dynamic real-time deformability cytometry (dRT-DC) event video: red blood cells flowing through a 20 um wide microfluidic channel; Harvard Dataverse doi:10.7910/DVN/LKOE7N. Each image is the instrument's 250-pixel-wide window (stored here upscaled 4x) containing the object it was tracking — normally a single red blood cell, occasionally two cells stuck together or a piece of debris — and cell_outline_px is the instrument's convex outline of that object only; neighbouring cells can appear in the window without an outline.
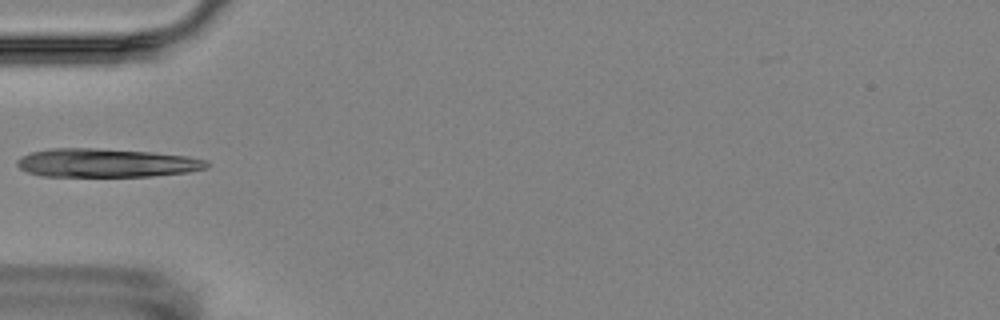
{"species": "Egyptian fruit bat (a non-hibernating species)", "species_latin": "Rousettus aegyptiacus", "temperature_condition": "room temperature", "stored_images_in_passage": 4, "camera_frame_rate_fps": 3000, "um_per_image_px": 0.085, "animal": {"sex": "female"}, "frame": {"image": 1, "passage_image": 4, "time_ms": 4.333, "image_size_px": [1000, 320], "cell_outline_px": [[212, 164], [208, 168], [188, 172], [152, 176], [40, 176], [28, 172], [20, 168], [16, 164], [16, 160], [20, 156], [32, 152], [52, 148], [96, 148], [152, 152], [188, 156], [208, 160]], "centroid_in_image_um": [9.07, 13.84], "position_along_channel_um": 75.9, "area_um2": 31.85}}